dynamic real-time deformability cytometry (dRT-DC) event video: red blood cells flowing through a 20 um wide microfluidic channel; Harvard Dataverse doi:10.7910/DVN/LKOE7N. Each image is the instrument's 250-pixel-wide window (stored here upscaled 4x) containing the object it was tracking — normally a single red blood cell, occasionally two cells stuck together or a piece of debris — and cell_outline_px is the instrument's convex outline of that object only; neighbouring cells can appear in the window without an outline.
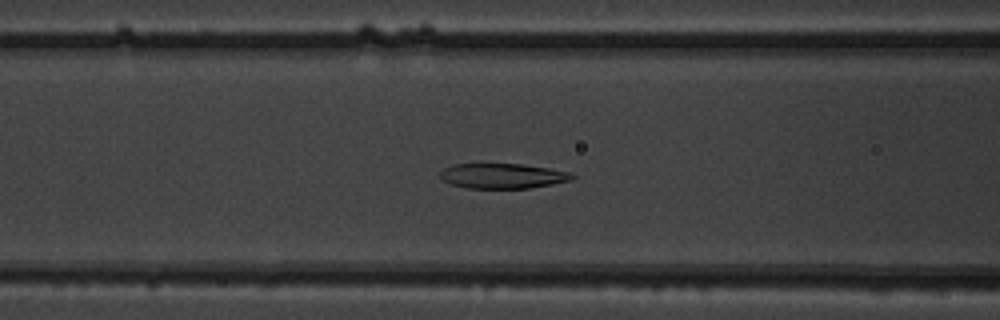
{"species": "common noctule bat (a hibernating species)", "species_latin": "Nyctalus noctula", "temperature_condition": "warm", "stored_images_in_passage": 39, "camera_frame_rate_fps": 3000, "um_per_image_px": 0.085, "animal": {"sex": "male", "body_mass_g": 19.5, "forearm_length_mm": 54.6}, "frame": {"image": 1, "passage_image": 7, "time_ms": 2.0, "image_size_px": [1000, 320], "cell_outline_px": [[576, 176], [572, 180], [552, 184], [528, 188], [464, 188], [452, 184], [444, 180], [440, 176], [440, 172], [444, 168], [456, 164], [520, 164], [548, 168], [572, 172]], "centroid_in_image_um": [42.76, 14.95], "position_along_channel_um": 123.8, "area_um2": 19.19}}
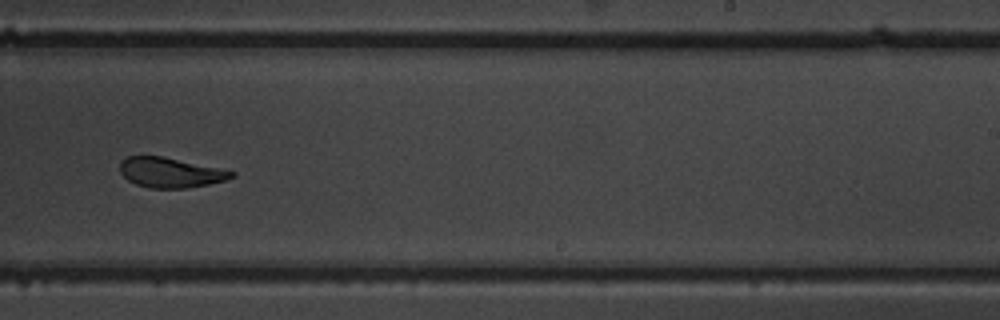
{"frame": {"image": 2, "passage_image": 19, "time_ms": 6.0, "image_size_px": [1000, 320], "cell_outline_px": [[236, 176], [224, 180], [208, 184], [188, 188], [152, 188], [136, 184], [128, 180], [120, 172], [120, 160], [128, 156], [164, 156], [236, 172]], "centroid_in_image_um": [14.47, 14.66], "position_along_channel_um": 274.5, "area_um2": 19.42}}
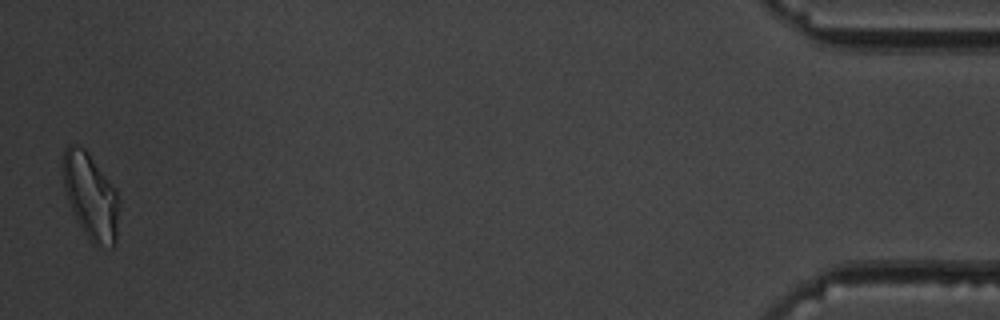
{"frame": {"image": 3, "passage_image": 38, "time_ms": 12.333, "image_size_px": [1000, 320], "cell_outline_px": [[120, 204], [116, 240], [112, 248], [92, 244], [80, 224], [68, 200], [64, 188], [64, 148], [68, 144], [76, 144], [84, 148], [88, 152], [116, 188], [120, 200]], "centroid_in_image_um": [7.76, 16.68], "position_along_channel_um": 427.4, "area_um2": 27.98}, "authors_computed_cell_mechanics": {"area_um2": 20.5768, "velocity_mm_per_s": 3.7779, "shape_relaxation_time_tau1_ms": 4.9652, "shape_relaxation_time_tau2_ms": 1.3061, "deformation_change_tau1": 0.1795, "deformation_change_tau2": 0.0859}}